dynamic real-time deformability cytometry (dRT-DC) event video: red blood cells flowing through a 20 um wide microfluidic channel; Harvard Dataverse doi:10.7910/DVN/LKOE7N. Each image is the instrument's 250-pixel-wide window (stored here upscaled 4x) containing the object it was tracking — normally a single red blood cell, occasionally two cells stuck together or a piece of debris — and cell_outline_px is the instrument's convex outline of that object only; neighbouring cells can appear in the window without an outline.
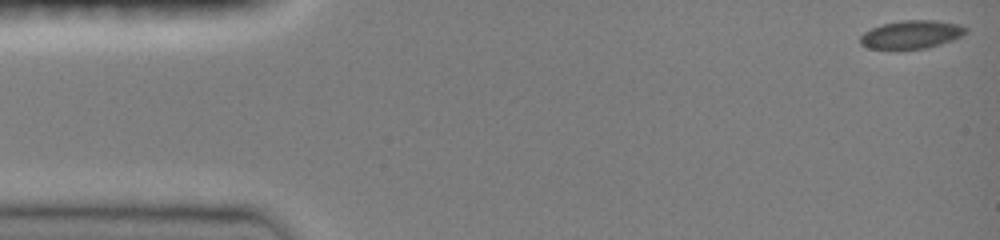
{"species": "common noctule bat (a hibernating species)", "species_latin": "Nyctalus noctula", "temperature_condition": "room temperature", "stored_images_in_passage": 47, "camera_frame_rate_fps": 3000, "um_per_image_px": 0.085, "animal": {"sex": "female", "body_mass_g": 19.0, "forearm_length_mm": 51.5}, "frame": {"image": 1, "passage_image": 1, "time_ms": 0.0, "image_size_px": [1000, 240], "cell_outline_px": [[968, 32], [952, 40], [928, 48], [896, 52], [868, 48], [860, 44], [860, 36], [864, 32], [880, 24], [900, 20], [936, 20], [960, 24], [968, 28]], "centroid_in_image_um": [77.43, 2.97], "position_along_channel_um": 7.6, "area_um2": 18.21}}
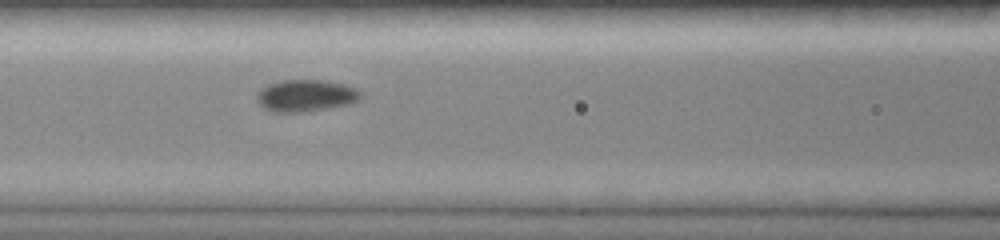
{"frame": {"image": 2, "passage_image": 20, "time_ms": 6.333, "image_size_px": [1000, 240], "cell_outline_px": [[360, 96], [356, 100], [348, 104], [304, 112], [272, 112], [264, 108], [256, 100], [256, 92], [260, 88], [268, 84], [284, 80], [324, 80], [344, 84], [356, 88], [360, 92]], "centroid_in_image_um": [25.92, 8.12], "position_along_channel_um": 140.7, "area_um2": 19.25}}
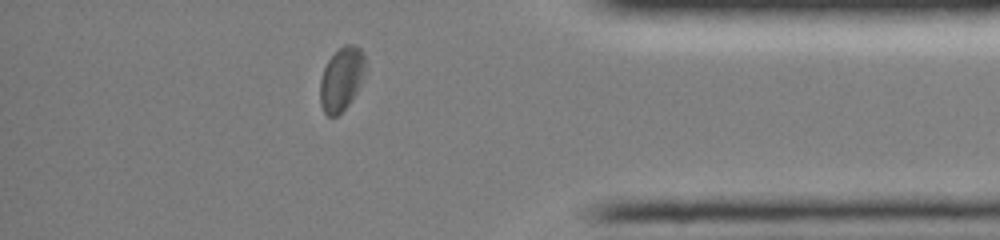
{"frame": {"image": 3, "passage_image": 41, "time_ms": 13.333, "image_size_px": [1000, 240], "cell_outline_px": [[364, 72], [360, 84], [356, 92], [348, 104], [336, 116], [328, 116], [324, 112], [320, 104], [320, 80], [324, 68], [328, 60], [344, 44], [356, 44], [364, 52]], "centroid_in_image_um": [29.01, 6.69], "position_along_channel_um": 406.2, "area_um2": 16.53}, "authors_computed_cell_mechanics": {"area_um2": 17.6868, "velocity_mm_per_s": 3.9964, "shape_relaxation_time_tau1_ms": 2.8416, "shape_relaxation_time_tau2_ms": null, "deformation_change_tau1": 0.0755, "deformation_change_tau2": null}}